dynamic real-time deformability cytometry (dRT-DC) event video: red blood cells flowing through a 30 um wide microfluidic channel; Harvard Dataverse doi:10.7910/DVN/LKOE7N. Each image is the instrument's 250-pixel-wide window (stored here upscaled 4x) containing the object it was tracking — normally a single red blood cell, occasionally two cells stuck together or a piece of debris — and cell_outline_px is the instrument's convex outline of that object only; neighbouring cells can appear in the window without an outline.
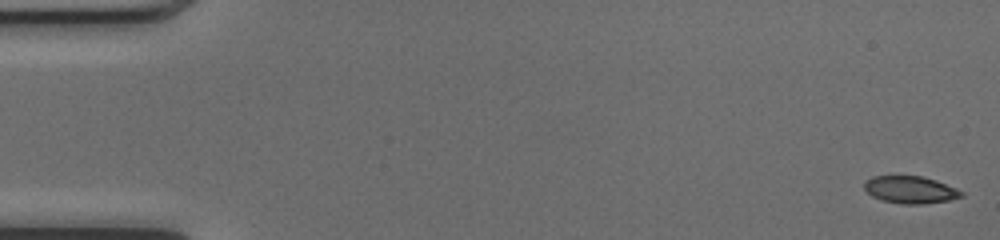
{"species": "common noctule bat (a hibernating species)", "species_latin": "Nyctalus noctula", "temperature_condition": "cold", "stored_images_in_passage": 50, "camera_frame_rate_fps": 3000, "um_per_image_px": 0.085, "animal": {"sex": "female", "body_mass_g": 17.0, "forearm_length_mm": 48.0}, "frame": {"image": 1, "passage_image": 1, "time_ms": 0.0, "image_size_px": [1000, 240], "cell_outline_px": [[964, 196], [948, 200], [924, 204], [900, 204], [884, 200], [872, 196], [864, 188], [864, 180], [872, 176], [920, 176], [936, 180], [956, 188], [964, 192]], "centroid_in_image_um": [77.38, 16.12], "position_along_channel_um": 7.6, "area_um2": 15.43}}
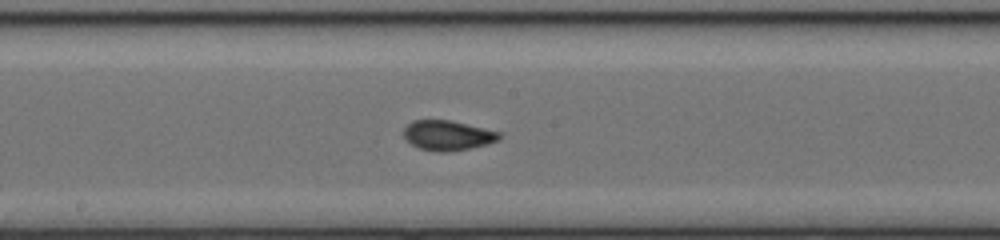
{"frame": {"image": 2, "passage_image": 27, "time_ms": 8.667, "image_size_px": [1000, 240], "cell_outline_px": [[500, 140], [488, 144], [472, 148], [448, 152], [436, 152], [420, 148], [412, 144], [404, 136], [404, 128], [412, 120], [452, 120], [500, 132]], "centroid_in_image_um": [38.08, 11.51], "position_along_channel_um": 210.1, "area_um2": 16.7}}
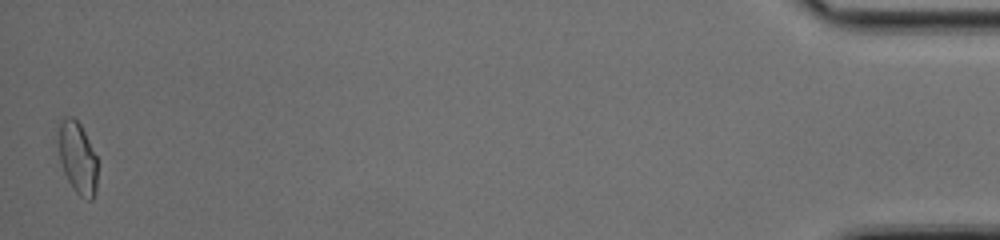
{"frame": {"image": 3, "passage_image": 50, "time_ms": 16.333, "image_size_px": [1000, 240], "cell_outline_px": [[96, 192], [92, 200], [88, 200], [80, 196], [72, 188], [64, 172], [60, 160], [60, 124], [64, 116], [72, 116], [80, 124], [96, 156]], "centroid_in_image_um": [6.61, 13.45], "position_along_channel_um": 428.6, "area_um2": 15.9}, "authors_computed_cell_mechanics": {"area_um2": 16.2129, "velocity_mm_per_s": 4.1248, "shape_relaxation_time_tau1_ms": null, "shape_relaxation_time_tau2_ms": 0.8079, "deformation_change_tau1": null, "deformation_change_tau2": 0.0465}}